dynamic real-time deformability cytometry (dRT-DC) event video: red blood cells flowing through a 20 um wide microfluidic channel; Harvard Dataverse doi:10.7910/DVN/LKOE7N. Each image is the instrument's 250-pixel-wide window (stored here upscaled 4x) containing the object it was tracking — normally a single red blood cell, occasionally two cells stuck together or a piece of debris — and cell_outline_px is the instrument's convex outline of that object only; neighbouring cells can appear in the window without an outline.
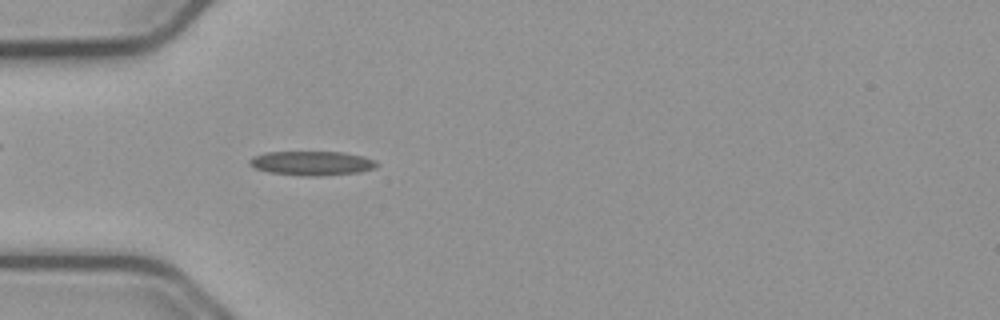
{"species": "common noctule bat (a hibernating species)", "species_latin": "Nyctalus noctula", "temperature_condition": "cold", "stored_images_in_passage": 45, "camera_frame_rate_fps": 3000, "um_per_image_px": 0.085, "animal": {"sex": "male", "body_mass_g": 23.1, "forearm_length_mm": 52.7}, "frame": {"image": 1, "passage_image": 7, "time_ms": 2.0, "image_size_px": [1000, 320], "cell_outline_px": [[380, 164], [372, 168], [360, 172], [320, 176], [304, 176], [268, 172], [256, 168], [248, 164], [248, 160], [252, 156], [264, 152], [344, 152], [364, 156], [376, 160]], "centroid_in_image_um": [26.5, 13.87], "position_along_channel_um": 58.5, "area_um2": 18.15}}
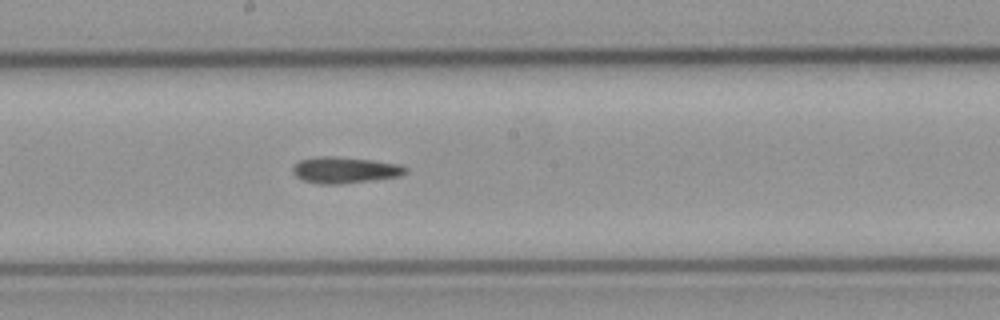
{"frame": {"image": 2, "passage_image": 20, "time_ms": 6.333, "image_size_px": [1000, 320], "cell_outline_px": [[408, 172], [400, 176], [372, 180], [340, 184], [320, 184], [304, 180], [296, 176], [292, 172], [292, 168], [300, 160], [320, 156], [336, 156], [372, 160], [400, 164], [408, 168]], "centroid_in_image_um": [29.34, 14.45], "position_along_channel_um": 218.9, "area_um2": 17.28}}
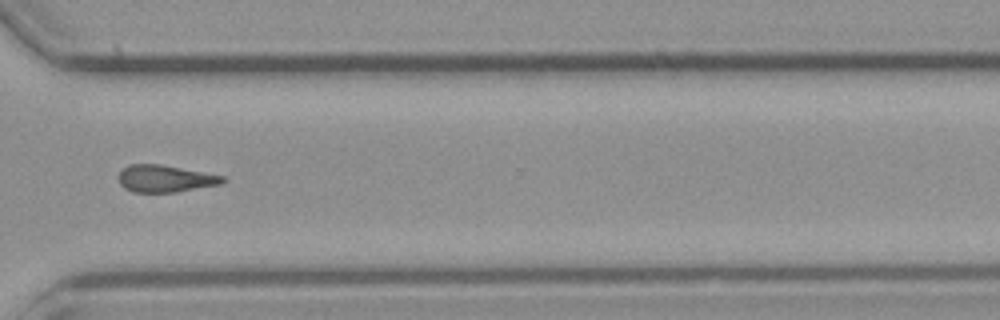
{"frame": {"image": 3, "passage_image": 31, "time_ms": 10.0, "image_size_px": [1000, 320], "cell_outline_px": [[228, 180], [220, 184], [176, 192], [132, 192], [124, 188], [120, 184], [116, 176], [128, 164], [160, 164], [224, 176]], "centroid_in_image_um": [14.0, 15.18], "position_along_channel_um": 356.6, "area_um2": 16.47}}